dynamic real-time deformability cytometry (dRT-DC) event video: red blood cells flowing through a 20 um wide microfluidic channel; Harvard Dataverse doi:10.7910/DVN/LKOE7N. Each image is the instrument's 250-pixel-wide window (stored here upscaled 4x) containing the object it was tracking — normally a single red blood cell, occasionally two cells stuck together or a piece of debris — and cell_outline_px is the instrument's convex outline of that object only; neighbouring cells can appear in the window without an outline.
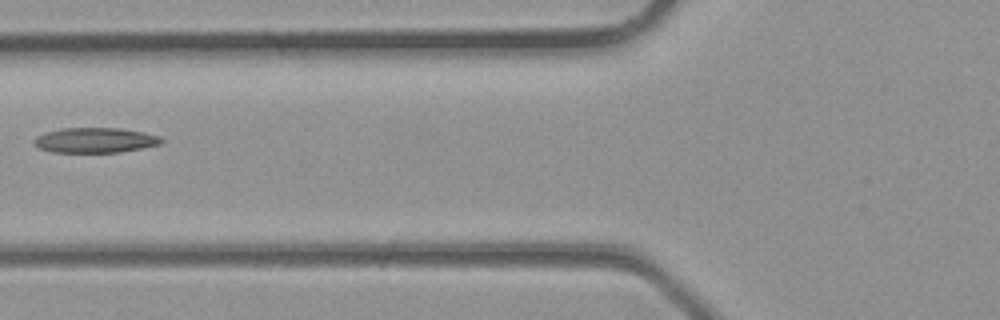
{"species": "common noctule bat (a hibernating species)", "species_latin": "Nyctalus noctula", "temperature_condition": "room temperature", "stored_images_in_passage": 3, "camera_frame_rate_fps": 3000, "um_per_image_px": 0.085, "animal": {"sex": "male", "body_mass_g": 23.1, "forearm_length_mm": 52.7}, "frame": {"image": 1, "passage_image": 3, "time_ms": 0.667, "image_size_px": [1000, 320], "cell_outline_px": [[164, 140], [160, 144], [120, 152], [52, 152], [40, 148], [32, 144], [32, 140], [36, 136], [60, 128], [120, 128], [144, 132], [160, 136]], "centroid_in_image_um": [8.07, 11.91], "position_along_channel_um": 117.7, "area_um2": 18.61}}